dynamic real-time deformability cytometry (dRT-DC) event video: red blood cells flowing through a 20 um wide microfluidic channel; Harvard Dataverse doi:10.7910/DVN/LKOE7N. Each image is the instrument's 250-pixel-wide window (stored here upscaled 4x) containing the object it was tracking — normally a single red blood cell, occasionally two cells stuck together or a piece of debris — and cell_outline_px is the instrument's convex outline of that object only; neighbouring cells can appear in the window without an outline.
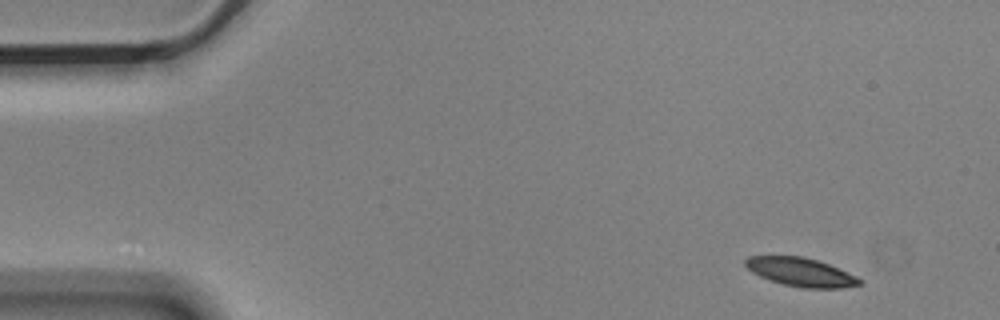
{"species": "Egyptian fruit bat (a non-hibernating species)", "species_latin": "Rousettus aegyptiacus", "temperature_condition": "cold", "stored_images_in_passage": 4, "camera_frame_rate_fps": 3000, "um_per_image_px": 0.085, "animal": {"sex": "male"}, "frame": {"image": 1, "passage_image": 1, "time_ms": 0.0, "image_size_px": [1000, 320], "cell_outline_px": [[864, 280], [860, 284], [844, 288], [800, 288], [784, 284], [760, 276], [752, 272], [744, 264], [744, 260], [748, 256], [804, 256], [828, 264], [856, 276]], "centroid_in_image_um": [68.07, 23.13], "position_along_channel_um": 16.9, "area_um2": 18.9}}
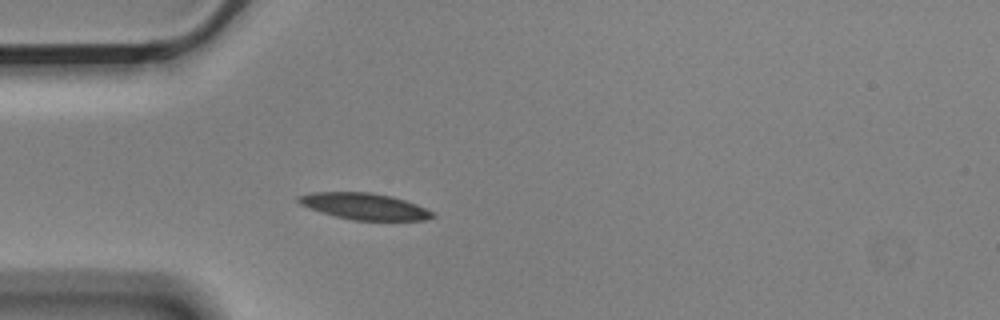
{"frame": {"image": 2, "passage_image": 4, "time_ms": 1.0, "image_size_px": [1000, 320], "cell_outline_px": [[436, 216], [424, 220], [352, 220], [320, 212], [308, 208], [300, 204], [296, 200], [296, 196], [312, 192], [372, 192], [392, 196], [416, 204], [432, 212]], "centroid_in_image_um": [30.92, 17.53], "position_along_channel_um": 54.1, "area_um2": 20.63}}